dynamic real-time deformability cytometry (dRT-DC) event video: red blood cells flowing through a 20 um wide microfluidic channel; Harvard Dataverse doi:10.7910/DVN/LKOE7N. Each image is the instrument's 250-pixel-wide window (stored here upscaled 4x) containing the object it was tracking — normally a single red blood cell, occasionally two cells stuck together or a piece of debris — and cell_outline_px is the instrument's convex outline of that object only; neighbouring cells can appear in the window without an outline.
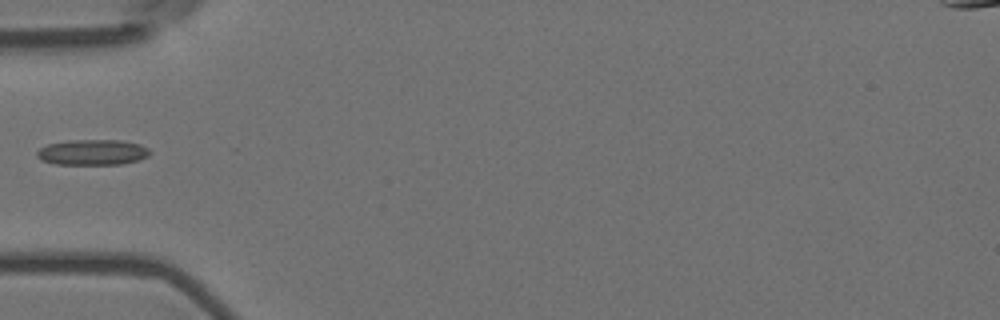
{"species": "Egyptian fruit bat (a non-hibernating species)", "species_latin": "Rousettus aegyptiacus", "temperature_condition": "room temperature", "stored_images_in_passage": 6, "camera_frame_rate_fps": 3000, "um_per_image_px": 0.085, "animal": {"sex": "female"}, "frame": {"image": 1, "passage_image": 5, "time_ms": 1.333, "image_size_px": [1000, 320], "cell_outline_px": [[152, 152], [148, 156], [140, 160], [120, 164], [56, 164], [40, 160], [36, 156], [36, 152], [40, 148], [48, 144], [68, 140], [120, 140], [140, 144], [148, 148]], "centroid_in_image_um": [7.87, 12.94], "position_along_channel_um": 77.1, "area_um2": 16.94}}
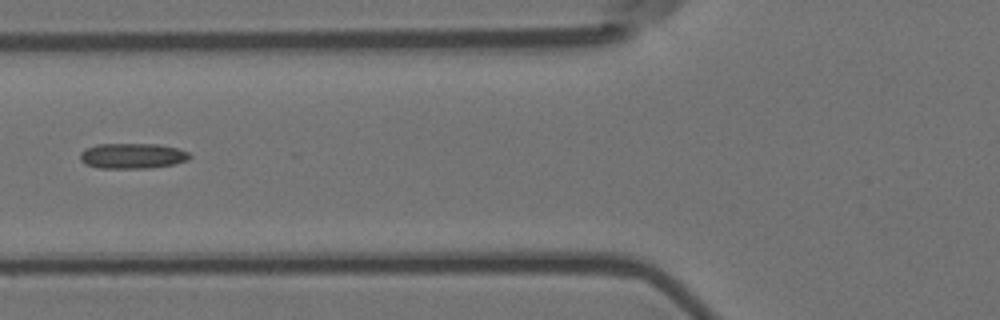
{"frame": {"image": 2, "passage_image": 6, "time_ms": 1.667, "image_size_px": [1000, 320], "cell_outline_px": [[192, 156], [188, 160], [172, 164], [152, 168], [100, 168], [84, 164], [80, 160], [80, 152], [84, 148], [96, 144], [160, 144], [176, 148], [188, 152]], "centroid_in_image_um": [11.22, 13.25], "position_along_channel_um": 114.6, "area_um2": 16.36}}